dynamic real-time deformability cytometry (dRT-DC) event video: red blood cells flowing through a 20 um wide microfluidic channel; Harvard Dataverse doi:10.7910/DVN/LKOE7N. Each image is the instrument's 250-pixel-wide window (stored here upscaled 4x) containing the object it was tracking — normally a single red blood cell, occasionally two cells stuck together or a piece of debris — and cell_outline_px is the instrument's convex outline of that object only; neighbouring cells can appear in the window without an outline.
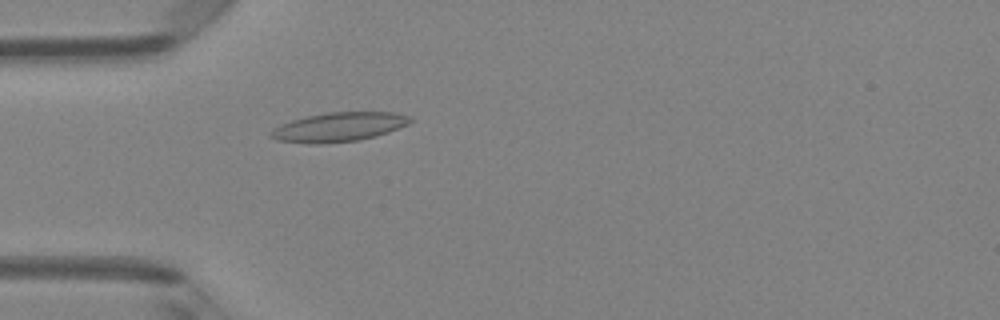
{"species": "Egyptian fruit bat (a non-hibernating species)", "species_latin": "Rousettus aegyptiacus", "temperature_condition": "room temperature", "stored_images_in_passage": 5, "camera_frame_rate_fps": 3000, "um_per_image_px": 0.085, "animal": {"sex": "female"}, "frame": {"image": 1, "passage_image": 5, "time_ms": 1.333, "image_size_px": [1000, 320], "cell_outline_px": [[416, 120], [408, 124], [388, 132], [376, 136], [356, 140], [324, 144], [308, 144], [276, 140], [268, 136], [268, 132], [272, 128], [280, 124], [292, 120], [308, 116], [328, 112], [396, 112], [408, 116]], "centroid_in_image_um": [28.76, 10.8], "position_along_channel_um": 56.2, "area_um2": 23.93}}